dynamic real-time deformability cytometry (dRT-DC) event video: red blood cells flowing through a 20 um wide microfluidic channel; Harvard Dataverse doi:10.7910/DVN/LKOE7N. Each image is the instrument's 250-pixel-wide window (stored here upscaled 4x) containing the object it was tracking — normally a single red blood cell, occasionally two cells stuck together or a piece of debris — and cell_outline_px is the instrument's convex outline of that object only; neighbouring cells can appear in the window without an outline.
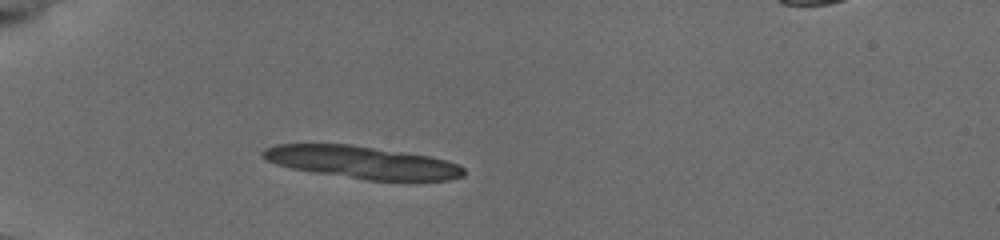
{"species": "common noctule bat (a hibernating species)", "species_latin": "Nyctalus noctula", "temperature_condition": "cold", "stored_images_in_passage": 2, "segment_of_instrument_passage": [2, 2], "camera_frame_rate_fps": 3000, "um_per_image_px": 0.085, "animal": {"sex": "female", "body_mass_g": 19.5, "forearm_length_mm": 54.1}, "frame": {"image": 1, "passage_image": 2, "time_ms": 0.333, "image_size_px": [1000, 240], "cell_outline_px": [[460, 172], [452, 176], [424, 180], [388, 180], [384, 156], [416, 156], [436, 160], [460, 168]], "centroid_in_image_um": [35.47, 14.32], "position_along_channel_um": 49.5, "area_um2": 10.4}}